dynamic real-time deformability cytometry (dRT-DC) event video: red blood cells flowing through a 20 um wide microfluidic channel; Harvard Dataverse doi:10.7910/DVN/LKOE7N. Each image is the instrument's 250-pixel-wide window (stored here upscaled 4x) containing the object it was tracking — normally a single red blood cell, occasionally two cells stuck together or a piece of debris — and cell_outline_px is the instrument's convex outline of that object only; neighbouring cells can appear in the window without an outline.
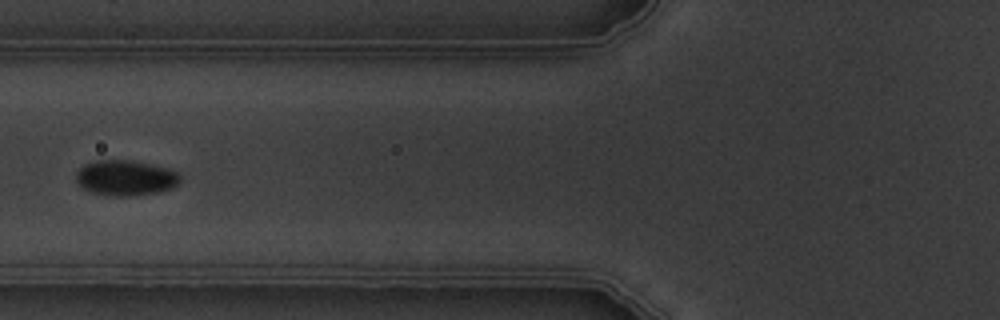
{"species": "common noctule bat (a hibernating species)", "species_latin": "Nyctalus noctula", "temperature_condition": "warm", "stored_images_in_passage": 9, "camera_frame_rate_fps": 3000, "um_per_image_px": 0.085, "animal": {"sex": "male", "body_mass_g": 19.5, "forearm_length_mm": 54.6}, "frame": {"image": 1, "passage_image": 6, "time_ms": 5.667, "image_size_px": [1000, 320], "cell_outline_px": [[180, 180], [172, 188], [156, 192], [128, 196], [112, 196], [92, 192], [84, 188], [76, 180], [76, 172], [84, 164], [96, 160], [128, 160], [152, 164], [168, 168], [176, 172], [180, 176]], "centroid_in_image_um": [10.66, 15.11], "position_along_channel_um": 115.1, "area_um2": 21.27}}